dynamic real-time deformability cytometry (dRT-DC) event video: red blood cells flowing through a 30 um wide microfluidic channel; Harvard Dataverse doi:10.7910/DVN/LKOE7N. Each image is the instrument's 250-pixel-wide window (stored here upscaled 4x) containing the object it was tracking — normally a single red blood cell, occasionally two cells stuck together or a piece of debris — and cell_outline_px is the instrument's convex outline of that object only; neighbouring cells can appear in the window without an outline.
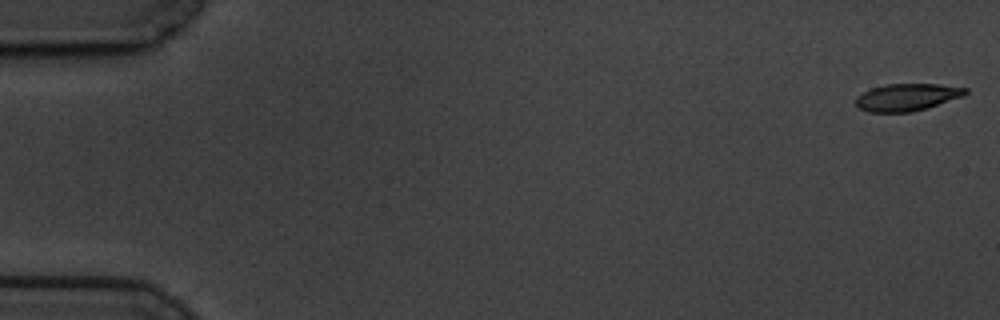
{"species": "common noctule bat (a hibernating species)", "species_latin": "Nyctalus noctula", "temperature_condition": "cold", "stored_images_in_passage": 14, "camera_frame_rate_fps": 3000, "um_per_image_px": 0.085, "animal": {"sex": "male", "body_mass_g": 19.5, "forearm_length_mm": 54.6}, "frame": {"image": 1, "passage_image": 1, "time_ms": 0.0, "image_size_px": [1000, 320], "cell_outline_px": [[968, 92], [964, 96], [928, 108], [912, 112], [868, 112], [860, 108], [856, 104], [856, 96], [872, 88], [884, 84], [940, 84], [968, 88]], "centroid_in_image_um": [77.13, 8.26], "position_along_channel_um": 7.9, "area_um2": 17.51}}